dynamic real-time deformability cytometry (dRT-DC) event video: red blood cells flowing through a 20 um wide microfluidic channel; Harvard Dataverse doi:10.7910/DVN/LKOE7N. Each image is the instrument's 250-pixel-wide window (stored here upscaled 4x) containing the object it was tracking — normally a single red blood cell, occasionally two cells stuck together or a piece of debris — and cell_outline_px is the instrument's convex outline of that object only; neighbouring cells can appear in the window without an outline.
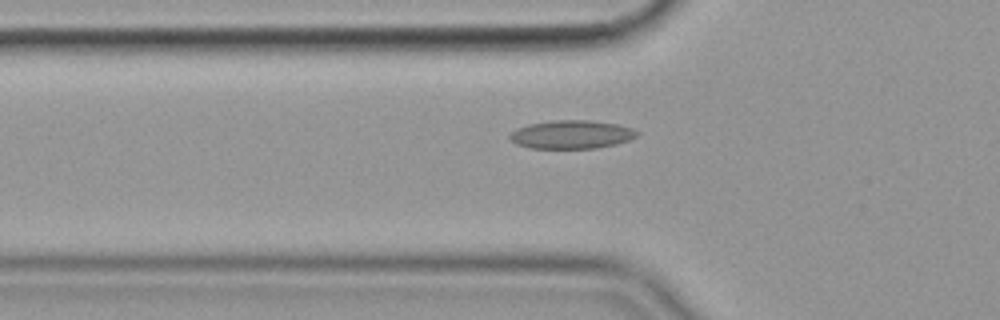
{"species": "common noctule bat (a hibernating species)", "species_latin": "Nyctalus noctula", "temperature_condition": "cold", "stored_images_in_passage": 29, "camera_frame_rate_fps": 3000, "um_per_image_px": 0.085, "animal": {"sex": "female", "body_mass_g": 19.9}, "frame": {"image": 1, "passage_image": 2, "time_ms": 0.333, "image_size_px": [1000, 320], "cell_outline_px": [[640, 132], [636, 136], [628, 140], [616, 144], [596, 148], [532, 148], [516, 144], [508, 136], [516, 128], [528, 124], [552, 120], [588, 120], [616, 124], [632, 128]], "centroid_in_image_um": [48.57, 11.42], "position_along_channel_um": 77.2, "area_um2": 20.98}}
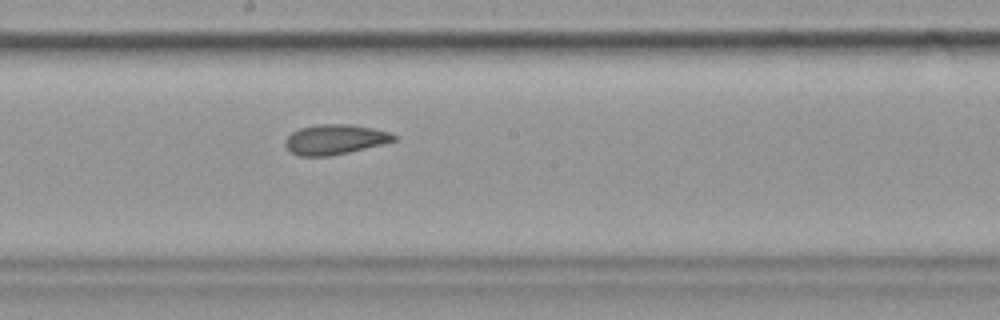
{"frame": {"image": 2, "passage_image": 14, "time_ms": 4.333, "image_size_px": [1000, 320], "cell_outline_px": [[396, 140], [384, 144], [348, 152], [328, 156], [300, 156], [292, 152], [284, 144], [284, 140], [292, 132], [300, 128], [316, 124], [348, 124], [372, 128], [388, 132], [396, 136]], "centroid_in_image_um": [28.45, 11.85], "position_along_channel_um": 219.7, "area_um2": 18.84}}
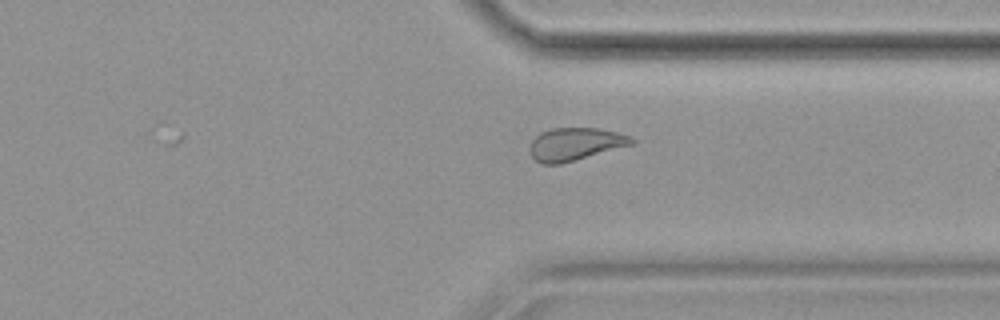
{"frame": {"image": 3, "passage_image": 26, "time_ms": 8.333, "image_size_px": [1000, 320], "cell_outline_px": [[636, 140], [632, 144], [560, 164], [540, 164], [532, 156], [528, 148], [532, 140], [540, 132], [552, 128], [600, 128], [616, 132], [628, 136]], "centroid_in_image_um": [48.83, 12.24], "position_along_channel_um": 362.6, "area_um2": 19.25}, "authors_computed_cell_mechanics": {"area_um2": 18.9584, "velocity_mm_per_s": 3.5574, "shape_relaxation_time_tau1_ms": 8.4267, "shape_relaxation_time_tau2_ms": 3.1357, "deformation_change_tau1": 0.1501, "deformation_change_tau2": 0.0868}}